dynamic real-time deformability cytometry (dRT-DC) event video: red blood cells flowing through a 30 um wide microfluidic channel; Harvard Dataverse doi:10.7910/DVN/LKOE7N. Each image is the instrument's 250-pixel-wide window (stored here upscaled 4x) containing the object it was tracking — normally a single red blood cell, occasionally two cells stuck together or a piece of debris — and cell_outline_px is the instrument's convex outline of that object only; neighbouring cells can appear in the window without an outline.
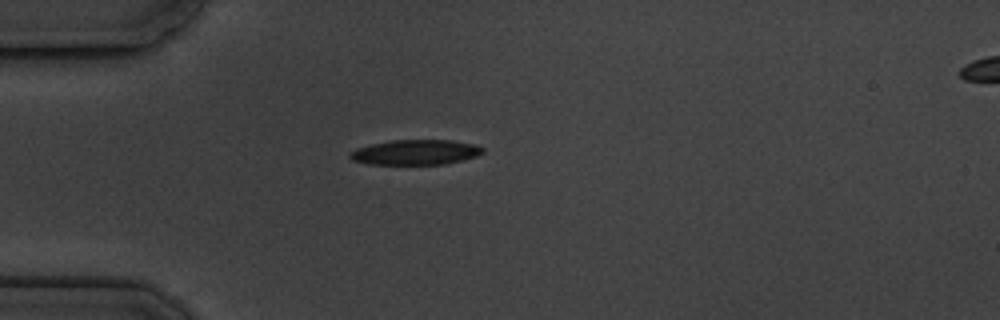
{"species": "common noctule bat (a hibernating species)", "species_latin": "Nyctalus noctula", "temperature_condition": "cold", "stored_images_in_passage": 3, "camera_frame_rate_fps": 3000, "um_per_image_px": 0.085, "animal": {"sex": "male", "body_mass_g": 19.5, "forearm_length_mm": 54.6}, "frame": {"image": 1, "passage_image": 3, "time_ms": 3.333, "image_size_px": [1000, 320], "cell_outline_px": [[484, 152], [476, 156], [444, 164], [368, 164], [352, 160], [348, 156], [348, 152], [356, 148], [372, 144], [392, 140], [452, 140], [476, 144], [484, 148]], "centroid_in_image_um": [35.3, 12.93], "position_along_channel_um": 49.7, "area_um2": 19.42}}